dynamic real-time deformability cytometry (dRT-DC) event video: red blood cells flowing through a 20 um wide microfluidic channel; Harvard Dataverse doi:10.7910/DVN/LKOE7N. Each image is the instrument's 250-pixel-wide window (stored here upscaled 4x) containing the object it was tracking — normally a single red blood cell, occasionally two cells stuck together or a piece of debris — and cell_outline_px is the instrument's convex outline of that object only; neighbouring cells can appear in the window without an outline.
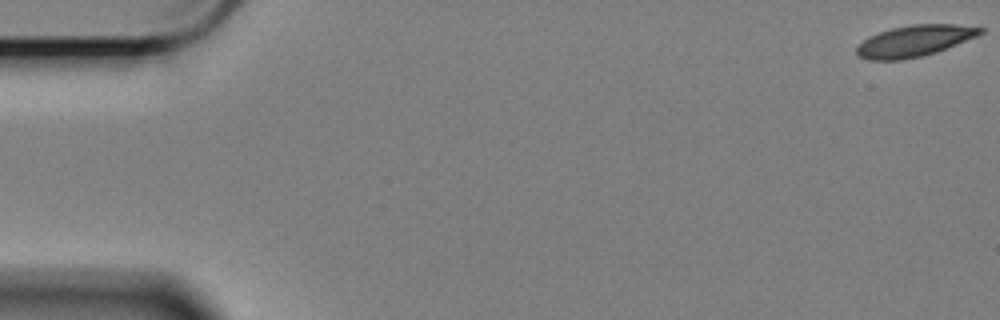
{"species": "Egyptian fruit bat (a non-hibernating species)", "species_latin": "Rousettus aegyptiacus", "temperature_condition": "cold", "stored_images_in_passage": 7, "camera_frame_rate_fps": 3000, "um_per_image_px": 0.085, "animal": {"sex": "female"}, "frame": {"image": 1, "passage_image": 1, "time_ms": 0.0, "image_size_px": [1000, 320], "cell_outline_px": [[984, 32], [976, 36], [936, 52], [920, 56], [900, 60], [868, 60], [860, 56], [856, 52], [856, 48], [868, 36], [892, 28], [912, 24], [956, 24], [984, 28]], "centroid_in_image_um": [77.72, 3.47], "position_along_channel_um": 7.3, "area_um2": 22.25}}